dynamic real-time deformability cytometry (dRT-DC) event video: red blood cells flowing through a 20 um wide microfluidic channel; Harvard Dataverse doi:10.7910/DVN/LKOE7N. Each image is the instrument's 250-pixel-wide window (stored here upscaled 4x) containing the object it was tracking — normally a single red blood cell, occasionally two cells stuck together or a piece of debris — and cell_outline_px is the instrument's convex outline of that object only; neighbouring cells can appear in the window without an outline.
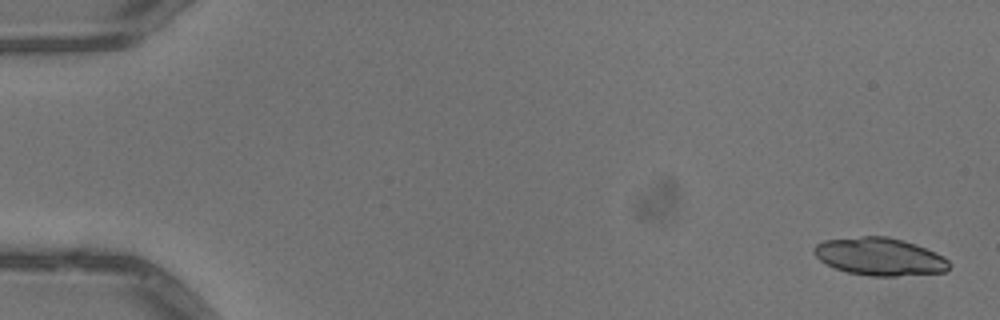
{"species": "common noctule bat (a hibernating species)", "species_latin": "Nyctalus noctula", "temperature_condition": "warm", "stored_images_in_passage": 38, "segment_of_instrument_passage": [1, 2], "camera_frame_rate_fps": 3000, "um_per_image_px": 0.085, "animal": {"sex": "male", "body_mass_g": 13.3}, "frame": {"image": 1, "passage_image": 2, "time_ms": 0.333, "image_size_px": [1000, 320], "cell_outline_px": [[952, 264], [944, 272], [896, 276], [868, 276], [848, 272], [836, 268], [820, 260], [816, 256], [812, 248], [816, 244], [824, 240], [864, 236], [888, 236], [904, 240], [916, 244], [936, 252], [944, 256]], "centroid_in_image_um": [74.8, 21.8], "position_along_channel_um": 10.2, "area_um2": 29.77}}